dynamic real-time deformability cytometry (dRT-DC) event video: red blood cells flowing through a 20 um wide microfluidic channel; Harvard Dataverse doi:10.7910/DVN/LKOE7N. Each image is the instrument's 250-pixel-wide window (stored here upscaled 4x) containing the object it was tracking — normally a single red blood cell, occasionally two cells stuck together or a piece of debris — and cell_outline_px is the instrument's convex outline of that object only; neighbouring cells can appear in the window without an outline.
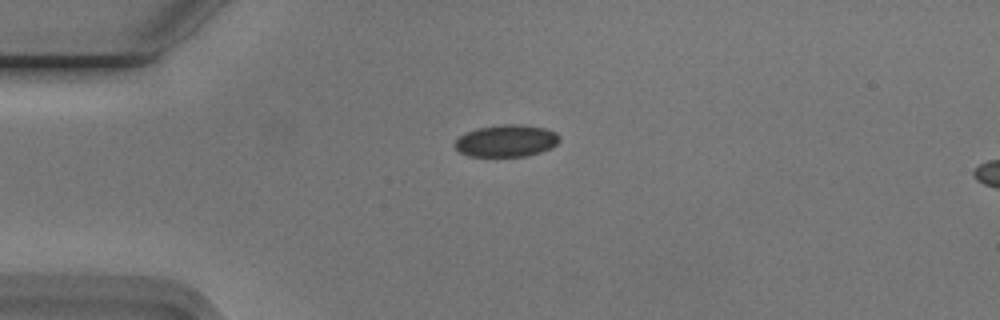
{"species": "Egyptian fruit bat (a non-hibernating species)", "species_latin": "Rousettus aegyptiacus", "temperature_condition": "cold", "stored_images_in_passage": 7, "camera_frame_rate_fps": 3000, "um_per_image_px": 0.085, "animal": {"sex": "male"}, "frame": {"image": 1, "passage_image": 1, "time_ms": 0.0, "image_size_px": [1000, 320], "cell_outline_px": [[560, 140], [552, 148], [528, 156], [468, 156], [460, 152], [456, 148], [456, 140], [460, 136], [468, 132], [480, 128], [504, 124], [524, 124], [544, 128], [556, 132], [560, 136]], "centroid_in_image_um": [43.1, 11.97], "position_along_channel_um": 41.9, "area_um2": 19.42}}
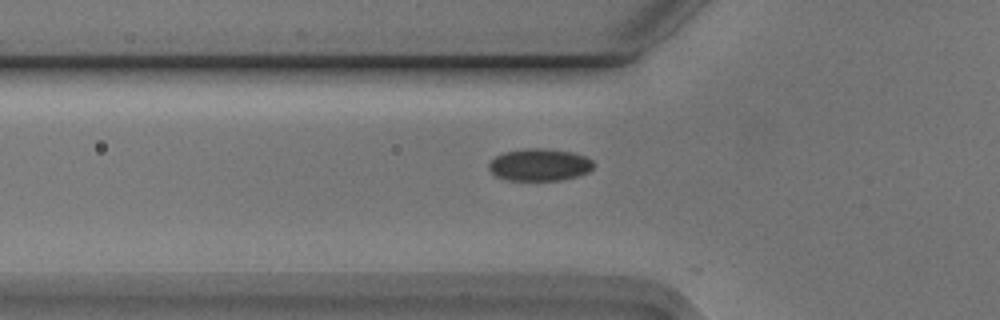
{"frame": {"image": 2, "passage_image": 6, "time_ms": 1.667, "image_size_px": [1000, 320], "cell_outline_px": [[592, 168], [588, 172], [580, 176], [560, 180], [504, 180], [496, 176], [488, 168], [488, 164], [496, 156], [504, 152], [528, 148], [540, 148], [572, 152], [584, 156], [592, 160]], "centroid_in_image_um": [45.84, 14.01], "position_along_channel_um": 80.0, "area_um2": 19.59}}